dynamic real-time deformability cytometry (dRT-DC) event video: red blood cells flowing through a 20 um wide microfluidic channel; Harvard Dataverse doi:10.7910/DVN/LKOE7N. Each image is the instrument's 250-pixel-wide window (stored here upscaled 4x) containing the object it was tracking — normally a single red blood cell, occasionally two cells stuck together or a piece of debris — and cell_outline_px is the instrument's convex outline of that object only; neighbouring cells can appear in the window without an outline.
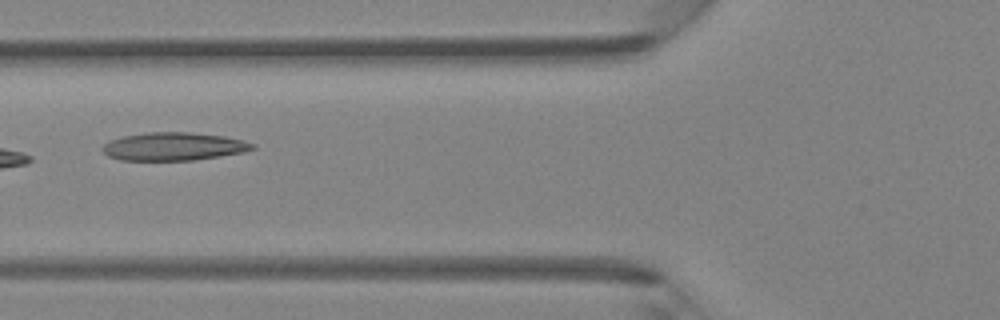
{"species": "Egyptian fruit bat (a non-hibernating species)", "species_latin": "Rousettus aegyptiacus", "temperature_condition": "room temperature", "stored_images_in_passage": 5, "camera_frame_rate_fps": 3000, "um_per_image_px": 0.085, "animal": {"sex": "female"}, "frame": {"image": 1, "passage_image": 5, "time_ms": 4.667, "image_size_px": [1000, 320], "cell_outline_px": [[256, 148], [244, 152], [220, 156], [192, 160], [120, 160], [108, 156], [100, 148], [108, 140], [124, 136], [148, 132], [188, 132], [224, 136], [244, 140], [256, 144]], "centroid_in_image_um": [14.76, 12.45], "position_along_channel_um": 111.0, "area_um2": 24.62}}